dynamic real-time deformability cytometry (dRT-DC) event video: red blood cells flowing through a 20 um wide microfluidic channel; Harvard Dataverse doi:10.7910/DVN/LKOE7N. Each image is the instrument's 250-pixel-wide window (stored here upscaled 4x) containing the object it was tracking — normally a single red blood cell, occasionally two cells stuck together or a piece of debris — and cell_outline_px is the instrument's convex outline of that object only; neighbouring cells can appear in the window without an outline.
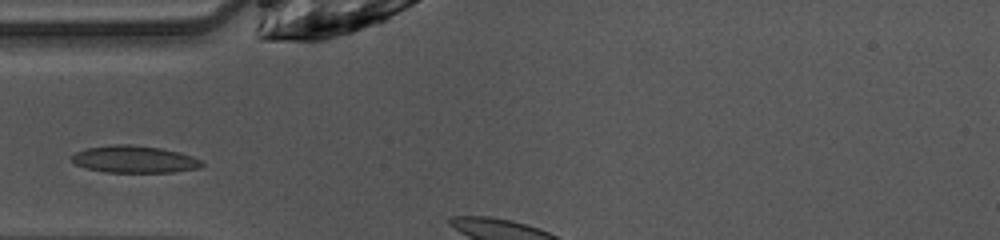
{"species": "common noctule bat (a hibernating species)", "species_latin": "Nyctalus noctula", "temperature_condition": "warm", "stored_images_in_passage": 3, "camera_frame_rate_fps": 3000, "um_per_image_px": 0.085, "animal": {"sex": "female", "body_mass_g": 10.0, "forearm_length_mm": 53.1}, "frame": {"image": 1, "passage_image": 1, "time_ms": 0.0, "image_size_px": [1000, 240], "cell_outline_px": [[204, 164], [200, 168], [172, 172], [104, 172], [88, 168], [76, 164], [68, 156], [76, 152], [88, 148], [112, 144], [128, 144], [160, 148], [180, 152], [192, 156], [200, 160]], "centroid_in_image_um": [11.42, 13.54], "position_along_channel_um": 73.6, "area_um2": 20.52}}